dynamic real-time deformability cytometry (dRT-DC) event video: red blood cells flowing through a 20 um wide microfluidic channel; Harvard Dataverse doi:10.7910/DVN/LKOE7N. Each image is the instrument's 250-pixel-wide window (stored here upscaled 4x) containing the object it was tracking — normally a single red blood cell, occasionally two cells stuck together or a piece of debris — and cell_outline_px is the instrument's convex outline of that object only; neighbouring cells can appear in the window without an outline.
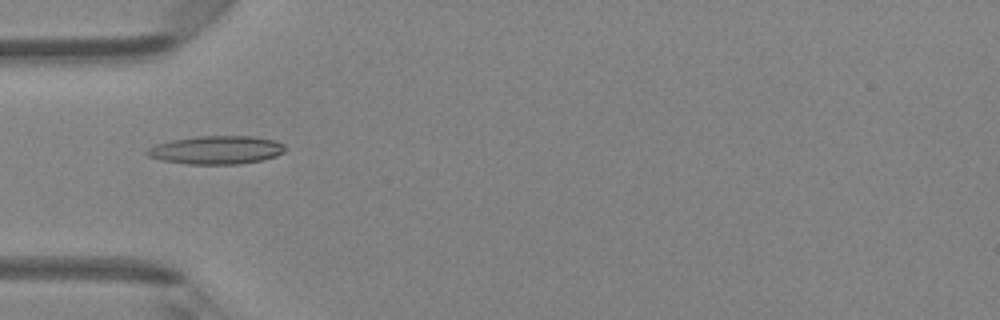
{"species": "Egyptian fruit bat (a non-hibernating species)", "species_latin": "Rousettus aegyptiacus", "temperature_condition": "room temperature", "stored_images_in_passage": 47, "camera_frame_rate_fps": 3000, "um_per_image_px": 0.085, "animal": {"sex": "female"}, "frame": {"image": 1, "passage_image": 15, "time_ms": 4.667, "image_size_px": [1000, 320], "cell_outline_px": [[288, 148], [284, 152], [276, 156], [260, 160], [240, 164], [188, 164], [160, 160], [148, 156], [144, 152], [148, 148], [156, 144], [172, 140], [196, 136], [252, 136], [276, 140], [284, 144]], "centroid_in_image_um": [18.41, 12.74], "position_along_channel_um": 66.6, "area_um2": 22.95}}
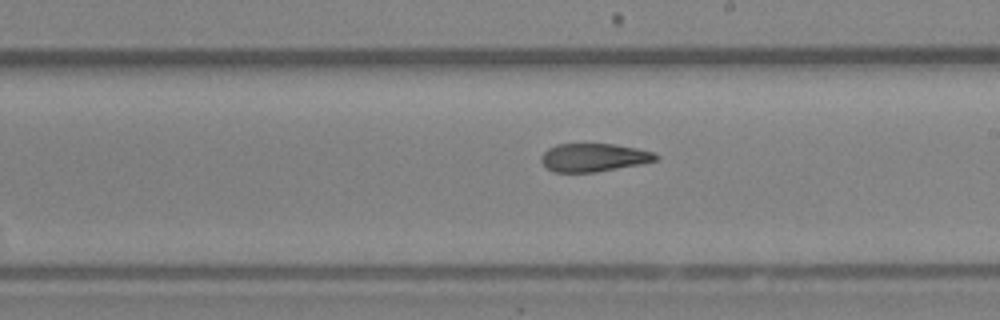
{"frame": {"image": 2, "passage_image": 27, "time_ms": 8.667, "image_size_px": [1000, 320], "cell_outline_px": [[660, 156], [656, 160], [640, 164], [596, 172], [552, 172], [540, 160], [540, 156], [548, 148], [556, 144], [616, 144], [656, 152]], "centroid_in_image_um": [50.47, 13.38], "position_along_channel_um": 238.5, "area_um2": 18.9}}
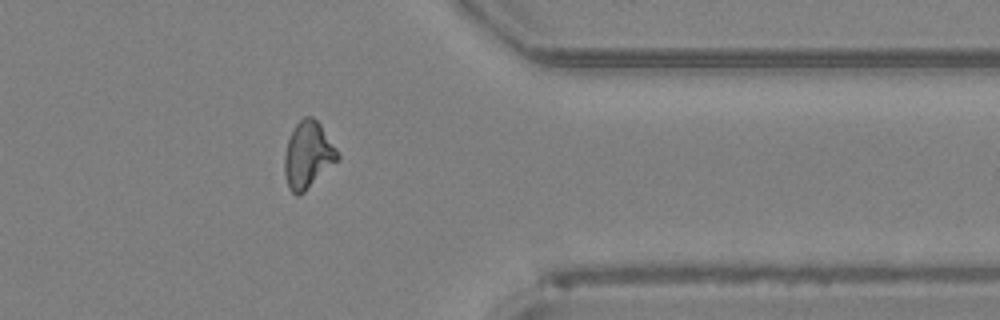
{"frame": {"image": 3, "passage_image": 38, "time_ms": 12.333, "image_size_px": [1000, 320], "cell_outline_px": [[340, 156], [300, 196], [296, 196], [288, 188], [284, 172], [284, 152], [288, 140], [296, 124], [304, 116], [312, 116], [320, 124], [336, 148]], "centroid_in_image_um": [26.14, 13.18], "position_along_channel_um": 385.3, "area_um2": 20.29}, "authors_computed_cell_mechanics": {"area_um2": 20.4034, "velocity_mm_per_s": 4.3186, "shape_relaxation_time_tau1_ms": 6.7689, "shape_relaxation_time_tau2_ms": 2.7121, "deformation_change_tau1": 0.2042, "deformation_change_tau2": 0.1191}}